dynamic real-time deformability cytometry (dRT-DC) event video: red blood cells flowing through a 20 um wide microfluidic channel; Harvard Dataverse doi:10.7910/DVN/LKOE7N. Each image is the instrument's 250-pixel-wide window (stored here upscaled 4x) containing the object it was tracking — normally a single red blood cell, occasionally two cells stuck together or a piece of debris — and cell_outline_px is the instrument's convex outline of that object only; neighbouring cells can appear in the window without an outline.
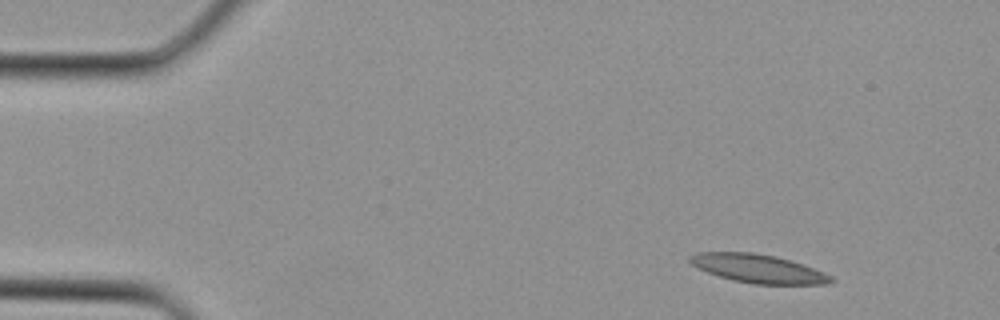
{"species": "Egyptian fruit bat (a non-hibernating species)", "species_latin": "Rousettus aegyptiacus", "temperature_condition": "cold", "stored_images_in_passage": 3, "camera_frame_rate_fps": 3000, "um_per_image_px": 0.085, "animal": {"sex": "female"}, "frame": {"image": 1, "passage_image": 1, "time_ms": 0.0, "image_size_px": [1000, 320], "cell_outline_px": [[836, 280], [828, 284], [752, 284], [732, 280], [708, 272], [692, 264], [688, 260], [688, 256], [696, 252], [752, 252], [776, 256], [824, 272], [832, 276]], "centroid_in_image_um": [64.44, 22.83], "position_along_channel_um": 20.6, "area_um2": 23.29}}
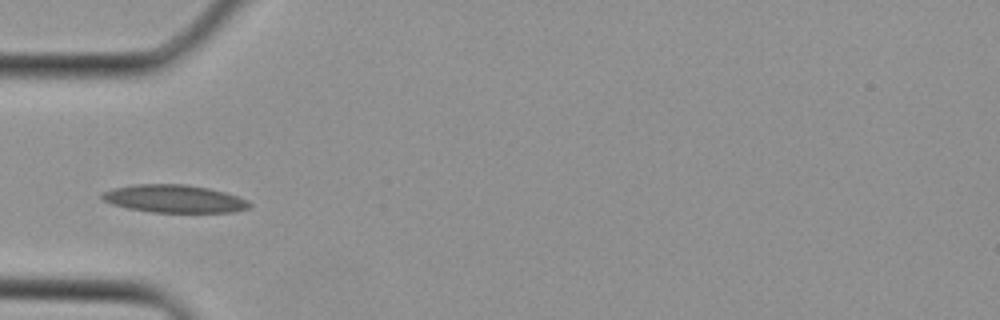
{"frame": {"image": 2, "passage_image": 3, "time_ms": 0.667, "image_size_px": [1000, 320], "cell_outline_px": [[252, 204], [248, 208], [236, 212], [152, 212], [128, 208], [112, 204], [104, 200], [100, 196], [104, 192], [112, 188], [136, 184], [184, 184], [208, 188], [224, 192], [248, 200]], "centroid_in_image_um": [14.82, 16.89], "position_along_channel_um": 70.2, "area_um2": 23.76}}